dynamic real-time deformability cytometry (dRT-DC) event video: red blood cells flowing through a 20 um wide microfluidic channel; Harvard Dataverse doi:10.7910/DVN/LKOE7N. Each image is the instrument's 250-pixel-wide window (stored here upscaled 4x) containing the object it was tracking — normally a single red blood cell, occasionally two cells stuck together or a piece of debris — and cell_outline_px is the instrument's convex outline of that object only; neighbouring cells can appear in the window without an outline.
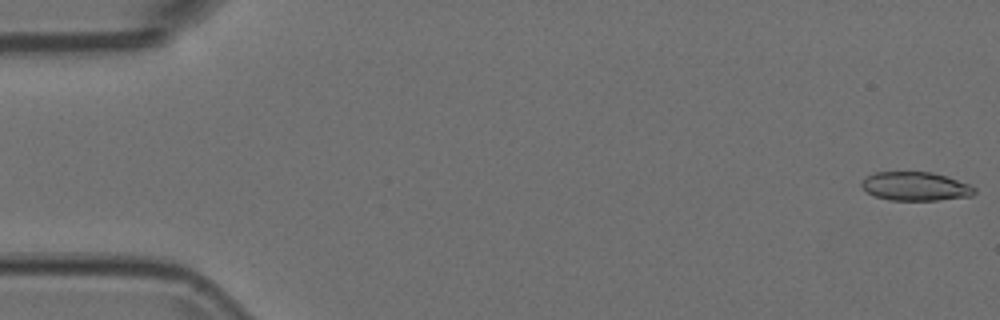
{"species": "Egyptian fruit bat (a non-hibernating species)", "species_latin": "Rousettus aegyptiacus", "temperature_condition": "room temperature", "stored_images_in_passage": 53, "camera_frame_rate_fps": 3000, "um_per_image_px": 0.085, "animal": {"sex": "female"}, "frame": {"image": 1, "passage_image": 1, "time_ms": 0.0, "image_size_px": [1000, 320], "cell_outline_px": [[976, 192], [972, 196], [936, 200], [888, 200], [876, 196], [868, 192], [860, 184], [872, 172], [932, 172], [948, 176], [968, 184], [976, 188]], "centroid_in_image_um": [77.85, 15.83], "position_along_channel_um": 7.2, "area_um2": 18.84}}
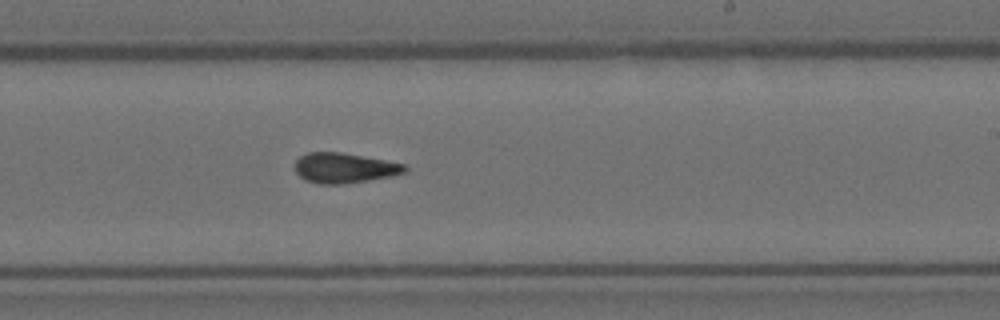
{"frame": {"image": 2, "passage_image": 32, "time_ms": 10.333, "image_size_px": [1000, 320], "cell_outline_px": [[408, 168], [404, 172], [392, 176], [368, 180], [340, 184], [320, 184], [304, 180], [296, 172], [296, 160], [300, 156], [308, 152], [340, 152], [384, 160], [404, 164]], "centroid_in_image_um": [29.24, 14.28], "position_along_channel_um": 259.8, "area_um2": 19.07}}
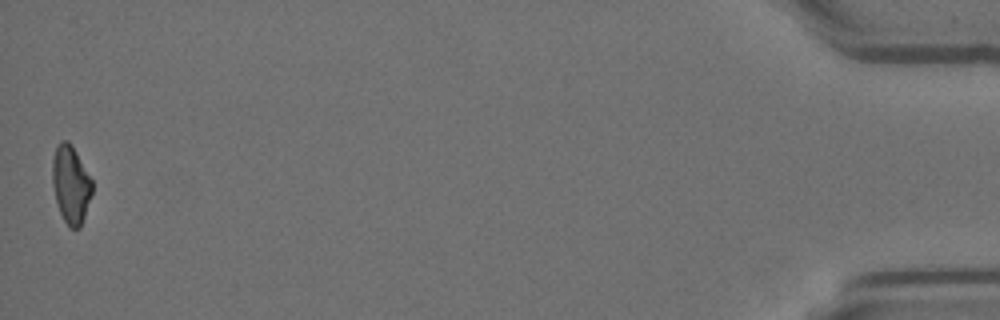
{"frame": {"image": 3, "passage_image": 53, "time_ms": 17.333, "image_size_px": [1000, 320], "cell_outline_px": [[92, 192], [80, 228], [68, 228], [60, 212], [56, 200], [52, 184], [52, 160], [56, 148], [60, 140], [68, 140], [72, 144], [92, 180]], "centroid_in_image_um": [6.01, 15.66], "position_along_channel_um": 429.2, "area_um2": 17.98}}